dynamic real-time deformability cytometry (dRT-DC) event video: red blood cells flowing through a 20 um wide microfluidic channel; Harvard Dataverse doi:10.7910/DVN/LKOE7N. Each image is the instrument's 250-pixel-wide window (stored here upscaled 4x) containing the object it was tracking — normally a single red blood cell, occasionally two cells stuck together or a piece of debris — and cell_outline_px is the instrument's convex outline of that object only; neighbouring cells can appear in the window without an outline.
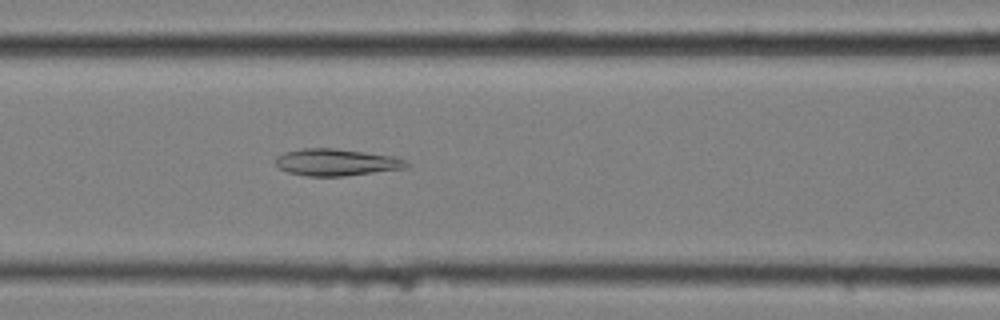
{"species": "common noctule bat (a hibernating species)", "species_latin": "Nyctalus noctula", "temperature_condition": "cold", "stored_images_in_passage": 6, "camera_frame_rate_fps": 3000, "um_per_image_px": 0.085, "animal": {"sex": "female", "body_mass_g": 25.1}, "frame": {"image": 1, "passage_image": 6, "time_ms": 1.667, "image_size_px": [1000, 320], "cell_outline_px": [[412, 164], [408, 168], [344, 176], [308, 176], [288, 172], [280, 168], [276, 164], [276, 156], [284, 152], [304, 148], [332, 148], [364, 152], [392, 156], [408, 160]], "centroid_in_image_um": [28.64, 13.8], "position_along_channel_um": 138.0, "area_um2": 20.58}}